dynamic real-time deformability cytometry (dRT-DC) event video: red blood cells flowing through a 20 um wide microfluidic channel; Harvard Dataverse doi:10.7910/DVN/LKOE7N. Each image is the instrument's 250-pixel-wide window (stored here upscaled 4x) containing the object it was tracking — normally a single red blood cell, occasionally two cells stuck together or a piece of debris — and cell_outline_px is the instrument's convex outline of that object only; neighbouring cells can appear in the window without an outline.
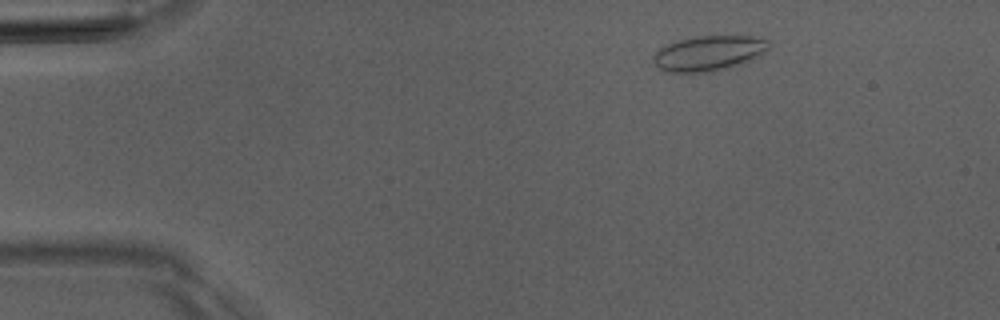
{"species": "Egyptian fruit bat (a non-hibernating species)", "species_latin": "Rousettus aegyptiacus", "temperature_condition": "room temperature", "stored_images_in_passage": 3, "camera_frame_rate_fps": 3000, "um_per_image_px": 0.085, "animal": {"sex": "male"}, "frame": {"image": 1, "passage_image": 2, "time_ms": 1.0, "image_size_px": [1000, 320], "cell_outline_px": [[768, 48], [764, 52], [752, 60], [728, 68], [712, 72], [664, 72], [652, 60], [652, 56], [660, 48], [668, 44], [680, 40], [696, 36], [764, 36], [768, 40]], "centroid_in_image_um": [60.27, 4.52], "position_along_channel_um": 24.7, "area_um2": 23.7}}